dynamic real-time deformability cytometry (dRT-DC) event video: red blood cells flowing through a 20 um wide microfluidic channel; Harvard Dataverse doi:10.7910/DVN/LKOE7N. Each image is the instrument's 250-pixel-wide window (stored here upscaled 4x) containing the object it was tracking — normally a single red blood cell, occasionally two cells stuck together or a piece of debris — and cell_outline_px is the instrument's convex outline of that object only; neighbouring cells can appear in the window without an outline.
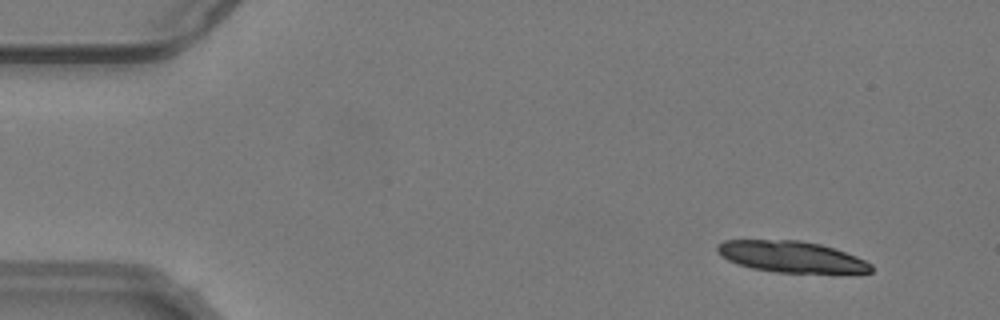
{"species": "common noctule bat (a hibernating species)", "species_latin": "Nyctalus noctula", "temperature_condition": "warm", "stored_images_in_passage": 28, "camera_frame_rate_fps": 3000, "um_per_image_px": 0.085, "animal": {"sex": "male", "body_mass_g": 19.2, "forearm_length_mm": 51.8}, "frame": {"image": 1, "passage_image": 5, "time_ms": 1.333, "image_size_px": [1000, 320], "cell_outline_px": [[872, 272], [776, 272], [752, 268], [728, 260], [720, 256], [716, 252], [716, 248], [724, 240], [800, 240], [820, 244], [856, 256], [872, 264]], "centroid_in_image_um": [67.21, 21.81], "position_along_channel_um": 17.8, "area_um2": 27.57}}